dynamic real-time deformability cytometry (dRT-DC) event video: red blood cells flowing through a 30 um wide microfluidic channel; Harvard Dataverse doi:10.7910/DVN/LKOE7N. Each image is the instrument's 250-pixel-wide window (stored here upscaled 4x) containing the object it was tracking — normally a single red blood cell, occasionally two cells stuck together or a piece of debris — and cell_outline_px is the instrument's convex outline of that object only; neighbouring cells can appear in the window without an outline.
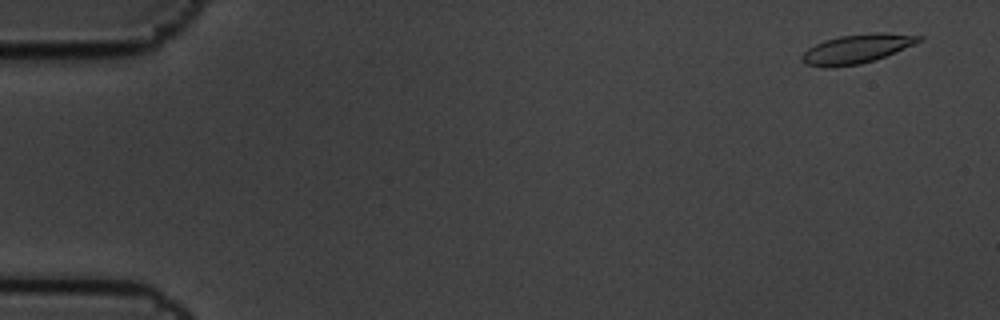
{"species": "common noctule bat (a hibernating species)", "species_latin": "Nyctalus noctula", "temperature_condition": "cold", "stored_images_in_passage": 5, "camera_frame_rate_fps": 3000, "um_per_image_px": 0.085, "animal": {"sex": "male", "body_mass_g": 19.5, "forearm_length_mm": 54.6}, "frame": {"image": 1, "passage_image": 1, "time_ms": 0.0, "image_size_px": [1000, 320], "cell_outline_px": [[924, 40], [884, 56], [860, 64], [832, 68], [828, 68], [804, 64], [800, 60], [800, 56], [808, 48], [824, 40], [840, 36], [872, 32], [884, 32], [924, 36]], "centroid_in_image_um": [72.79, 4.15], "position_along_channel_um": 12.2, "area_um2": 19.88}}
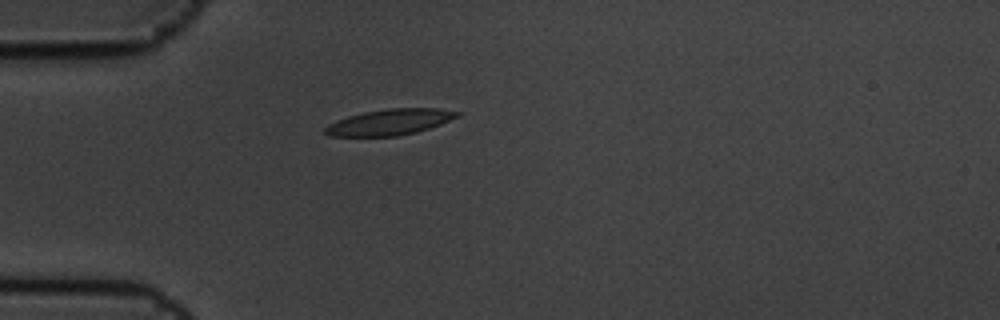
{"frame": {"image": 2, "passage_image": 5, "time_ms": 1.333, "image_size_px": [1000, 320], "cell_outline_px": [[464, 112], [460, 116], [440, 124], [416, 132], [396, 136], [332, 136], [324, 132], [324, 128], [328, 124], [336, 120], [348, 116], [364, 112], [388, 108], [440, 108]], "centroid_in_image_um": [33.16, 10.36], "position_along_channel_um": 51.8, "area_um2": 20.0}}